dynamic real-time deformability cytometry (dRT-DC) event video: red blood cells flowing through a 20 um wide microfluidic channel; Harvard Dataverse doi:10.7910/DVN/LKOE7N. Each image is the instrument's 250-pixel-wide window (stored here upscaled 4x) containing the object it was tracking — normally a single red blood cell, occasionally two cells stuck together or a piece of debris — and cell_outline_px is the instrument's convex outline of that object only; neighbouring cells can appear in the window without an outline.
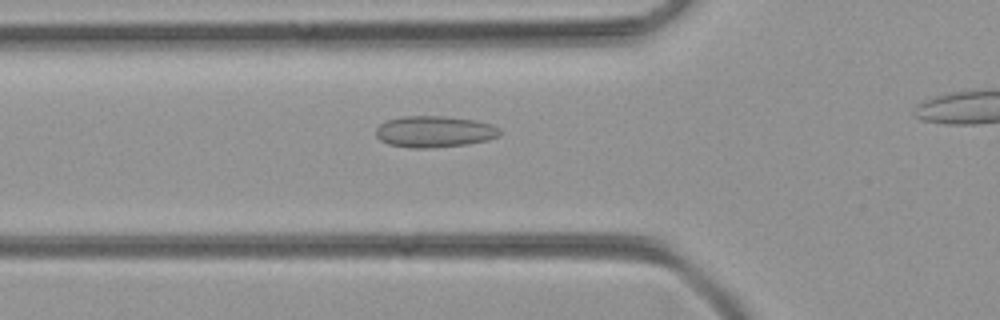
{"species": "common noctule bat (a hibernating species)", "species_latin": "Nyctalus noctula", "temperature_condition": "room temperature", "stored_images_in_passage": 30, "camera_frame_rate_fps": 3000, "um_per_image_px": 0.085, "animal": {"sex": "female", "body_mass_g": 21.9}, "frame": {"image": 1, "passage_image": 7, "time_ms": 2.0, "image_size_px": [1000, 320], "cell_outline_px": [[500, 136], [488, 140], [468, 144], [432, 148], [408, 148], [388, 144], [380, 140], [376, 136], [376, 128], [380, 124], [388, 120], [400, 116], [440, 116], [476, 120], [492, 124], [500, 128]], "centroid_in_image_um": [36.93, 11.19], "position_along_channel_um": 88.9, "area_um2": 22.89}}
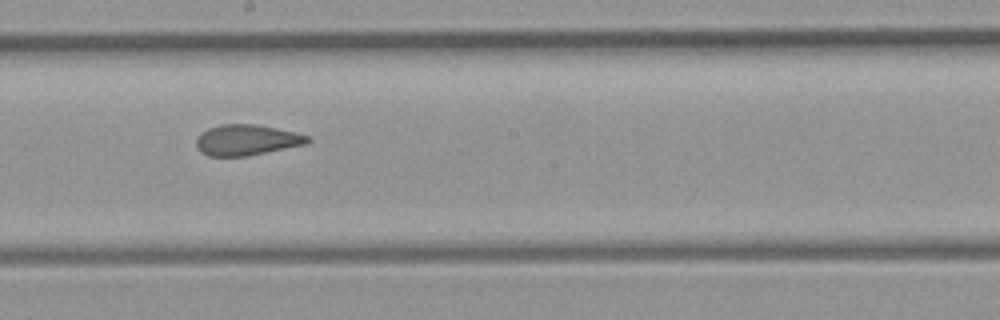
{"frame": {"image": 2, "passage_image": 17, "time_ms": 5.333, "image_size_px": [1000, 320], "cell_outline_px": [[312, 140], [308, 144], [248, 156], [208, 156], [200, 152], [196, 148], [196, 136], [200, 132], [208, 128], [220, 124], [256, 124], [276, 128], [308, 136]], "centroid_in_image_um": [20.93, 11.9], "position_along_channel_um": 227.3, "area_um2": 20.17}}
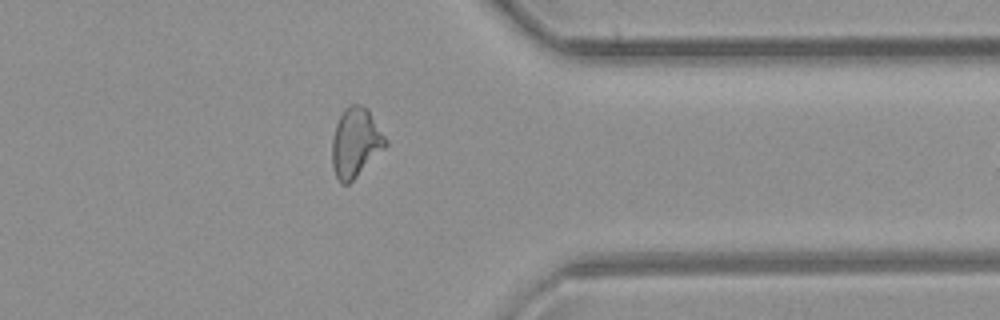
{"frame": {"image": 3, "passage_image": 29, "time_ms": 9.333, "image_size_px": [1000, 320], "cell_outline_px": [[388, 144], [348, 184], [340, 184], [336, 176], [332, 164], [332, 140], [336, 124], [344, 108], [348, 104], [360, 104], [368, 108], [388, 140]], "centroid_in_image_um": [30.22, 12.08], "position_along_channel_um": 381.2, "area_um2": 21.5}}